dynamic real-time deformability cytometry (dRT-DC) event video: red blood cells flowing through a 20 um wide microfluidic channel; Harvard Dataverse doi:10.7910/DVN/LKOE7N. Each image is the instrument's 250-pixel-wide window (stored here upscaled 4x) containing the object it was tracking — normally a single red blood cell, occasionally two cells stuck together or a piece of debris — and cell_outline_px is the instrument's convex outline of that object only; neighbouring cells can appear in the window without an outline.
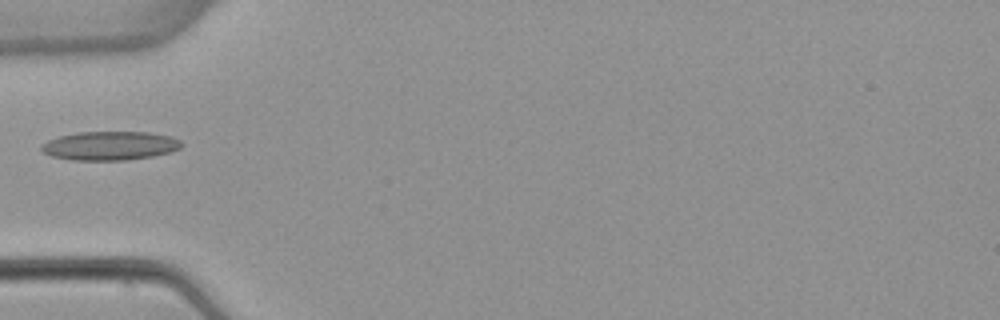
{"species": "common noctule bat (a hibernating species)", "species_latin": "Nyctalus noctula", "temperature_condition": "warm", "stored_images_in_passage": 4, "camera_frame_rate_fps": 3000, "um_per_image_px": 0.085, "animal": {"sex": "female", "body_mass_g": 22.7, "forearm_length_mm": 54.2}, "frame": {"image": 1, "passage_image": 4, "time_ms": 4.0, "image_size_px": [1000, 320], "cell_outline_px": [[184, 144], [180, 148], [168, 152], [152, 156], [128, 160], [72, 160], [52, 156], [44, 152], [40, 148], [40, 144], [48, 140], [60, 136], [76, 132], [148, 132], [172, 136], [180, 140]], "centroid_in_image_um": [9.34, 12.38], "position_along_channel_um": 75.7, "area_um2": 23.58}}